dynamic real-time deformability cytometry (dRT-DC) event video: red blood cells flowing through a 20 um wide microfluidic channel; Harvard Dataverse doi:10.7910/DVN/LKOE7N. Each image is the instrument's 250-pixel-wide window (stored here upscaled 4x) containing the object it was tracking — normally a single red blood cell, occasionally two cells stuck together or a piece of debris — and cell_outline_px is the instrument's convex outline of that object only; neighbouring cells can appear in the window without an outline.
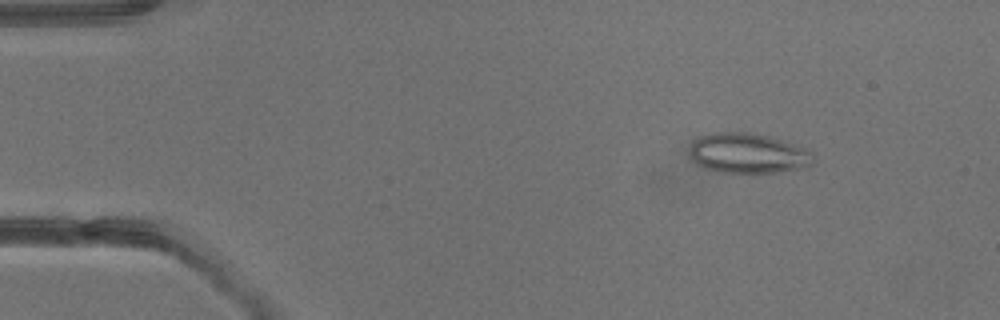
{"species": "common noctule bat (a hibernating species)", "species_latin": "Nyctalus noctula", "temperature_condition": "warm", "stored_images_in_passage": 4, "camera_frame_rate_fps": 3000, "um_per_image_px": 0.085, "animal": {"sex": "male", "body_mass_g": 13.3}, "frame": {"image": 1, "passage_image": 2, "time_ms": 1.333, "image_size_px": [1000, 320], "cell_outline_px": [[816, 160], [812, 164], [804, 168], [780, 172], [720, 172], [696, 164], [692, 160], [688, 152], [688, 148], [700, 136], [712, 132], [748, 132], [772, 136], [804, 148], [812, 152]], "centroid_in_image_um": [63.6, 13.02], "position_along_channel_um": 21.4, "area_um2": 29.13}}